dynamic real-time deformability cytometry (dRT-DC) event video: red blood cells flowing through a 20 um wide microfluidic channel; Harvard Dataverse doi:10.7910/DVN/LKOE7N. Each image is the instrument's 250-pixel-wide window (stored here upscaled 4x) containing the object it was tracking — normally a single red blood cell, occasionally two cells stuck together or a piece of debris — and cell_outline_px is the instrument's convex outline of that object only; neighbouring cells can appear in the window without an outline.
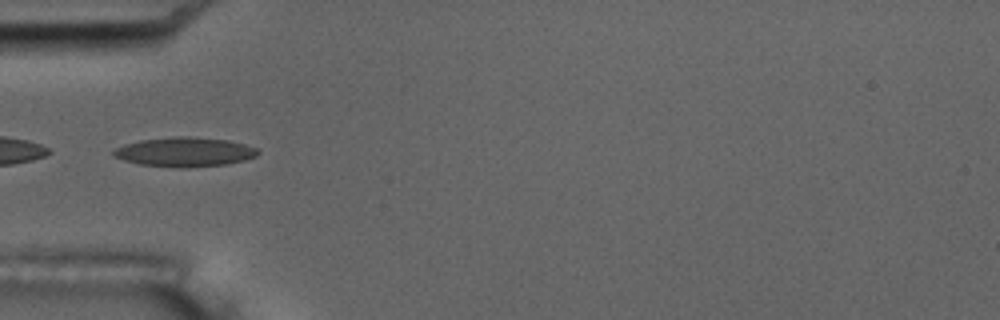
{"species": "common noctule bat (a hibernating species)", "species_latin": "Nyctalus noctula", "temperature_condition": "room temperature", "stored_images_in_passage": 7, "camera_frame_rate_fps": 3000, "um_per_image_px": 0.085, "animal": {"sex": "male", "body_mass_g": 17.5, "forearm_length_mm": 52.3}, "frame": {"image": 1, "passage_image": 5, "time_ms": 5.667, "image_size_px": [1000, 320], "cell_outline_px": [[260, 152], [256, 156], [244, 160], [228, 164], [188, 168], [180, 168], [140, 164], [124, 160], [112, 156], [112, 152], [116, 148], [124, 144], [140, 140], [176, 136], [188, 136], [228, 140], [244, 144], [256, 148]], "centroid_in_image_um": [15.69, 12.92], "position_along_channel_um": 69.3, "area_um2": 24.8}}